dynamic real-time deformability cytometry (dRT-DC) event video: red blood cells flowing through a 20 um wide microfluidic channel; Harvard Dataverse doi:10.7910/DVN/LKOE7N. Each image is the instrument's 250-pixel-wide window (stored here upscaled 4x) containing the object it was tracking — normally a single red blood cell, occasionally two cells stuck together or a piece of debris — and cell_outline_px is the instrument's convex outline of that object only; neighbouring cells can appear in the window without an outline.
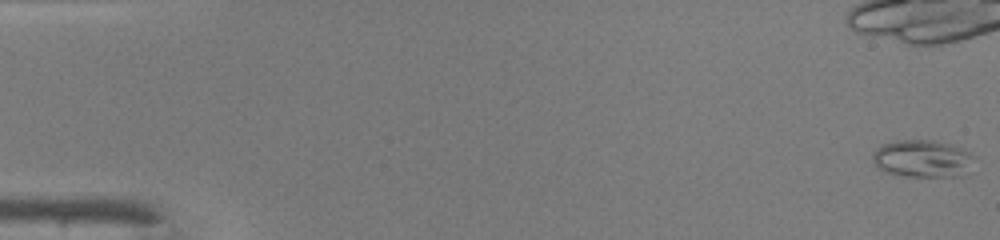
{"species": "common noctule bat (a hibernating species)", "species_latin": "Nyctalus noctula", "temperature_condition": "warm", "stored_images_in_passage": 38, "camera_frame_rate_fps": 3000, "um_per_image_px": 0.085, "animal": {"sex": "male", "body_mass_g": 19.0, "forearm_length_mm": 50.8}, "frame": {"image": 1, "passage_image": 1, "time_ms": 0.0, "image_size_px": [1000, 240], "cell_outline_px": [[976, 156], [960, 176], [908, 176], [884, 172], [876, 168], [872, 160], [872, 152], [880, 144], [896, 140], [932, 140], [952, 144]], "centroid_in_image_um": [78.32, 13.46], "position_along_channel_um": 6.7, "area_um2": 22.14}}